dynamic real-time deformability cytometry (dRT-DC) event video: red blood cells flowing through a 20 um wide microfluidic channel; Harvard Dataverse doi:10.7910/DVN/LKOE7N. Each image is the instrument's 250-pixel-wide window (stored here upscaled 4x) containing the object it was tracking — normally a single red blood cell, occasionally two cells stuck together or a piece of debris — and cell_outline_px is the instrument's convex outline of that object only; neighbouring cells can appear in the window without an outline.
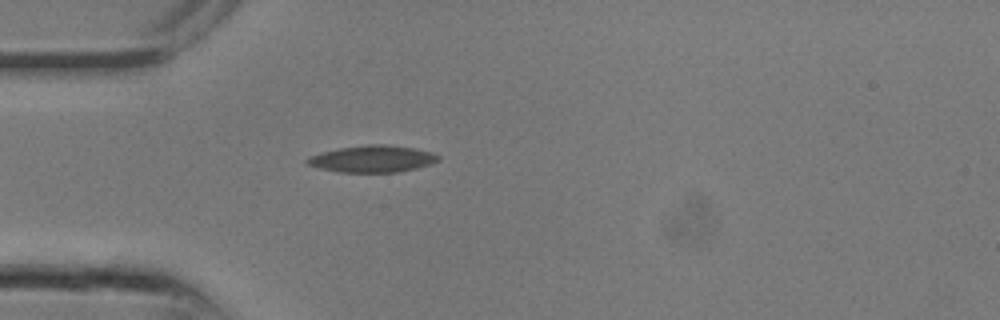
{"species": "common noctule bat (a hibernating species)", "species_latin": "Nyctalus noctula", "temperature_condition": "room temperature", "stored_images_in_passage": 3, "camera_frame_rate_fps": 3000, "um_per_image_px": 0.085, "animal": {"sex": "male", "body_mass_g": 13.3}, "frame": {"image": 1, "passage_image": 1, "time_ms": 0.0, "image_size_px": [1000, 320], "cell_outline_px": [[440, 160], [432, 164], [416, 168], [396, 172], [340, 172], [320, 168], [308, 164], [304, 160], [308, 156], [320, 152], [340, 148], [368, 144], [388, 144], [412, 148], [432, 152], [440, 156]], "centroid_in_image_um": [31.66, 13.5], "position_along_channel_um": 53.3, "area_um2": 20.52}}
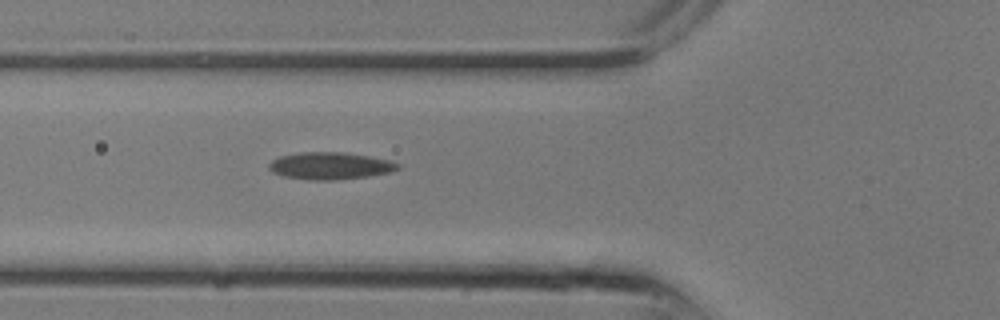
{"frame": {"image": 2, "passage_image": 3, "time_ms": 0.667, "image_size_px": [1000, 320], "cell_outline_px": [[400, 168], [392, 172], [368, 176], [332, 180], [308, 180], [284, 176], [272, 172], [268, 168], [268, 164], [272, 160], [280, 156], [300, 152], [344, 152], [368, 156], [388, 160], [400, 164]], "centroid_in_image_um": [28.05, 14.09], "position_along_channel_um": 97.8, "area_um2": 20.4}}